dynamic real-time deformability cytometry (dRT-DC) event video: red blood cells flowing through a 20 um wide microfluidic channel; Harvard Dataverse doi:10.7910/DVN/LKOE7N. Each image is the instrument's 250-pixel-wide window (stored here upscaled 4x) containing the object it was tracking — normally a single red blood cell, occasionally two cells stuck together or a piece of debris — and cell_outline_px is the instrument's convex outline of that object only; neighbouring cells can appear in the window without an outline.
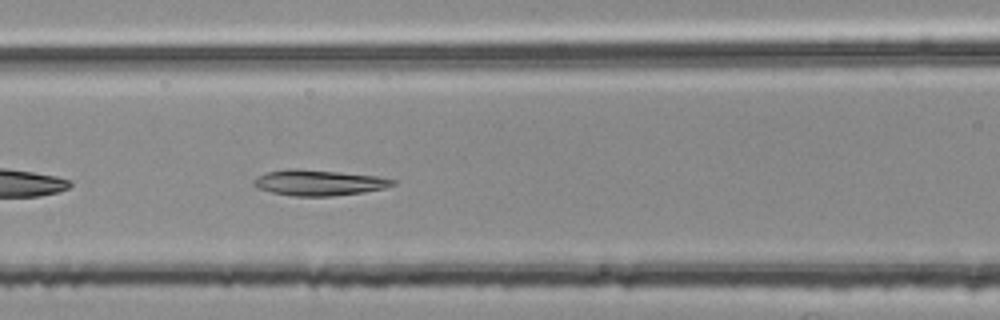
{"species": "common noctule bat (a hibernating species)", "species_latin": "Nyctalus noctula", "temperature_condition": "room temperature", "stored_images_in_passage": 30, "camera_frame_rate_fps": 3000, "um_per_image_px": 0.085, "animal": {"sex": "female", "body_mass_g": 25.1}, "frame": {"image": 1, "passage_image": 8, "time_ms": 2.333, "image_size_px": [1000, 320], "cell_outline_px": [[396, 184], [384, 188], [364, 192], [332, 196], [292, 196], [272, 192], [260, 188], [252, 184], [252, 180], [268, 172], [288, 168], [296, 168], [376, 176], [396, 180]], "centroid_in_image_um": [27.1, 15.53], "position_along_channel_um": 139.5, "area_um2": 20.58}}
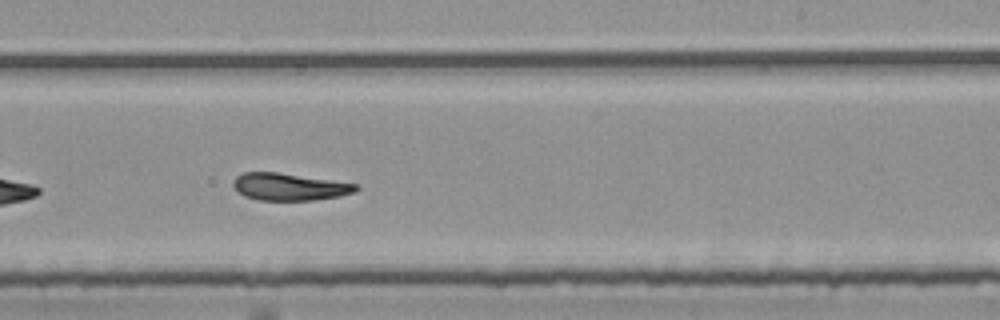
{"frame": {"image": 2, "passage_image": 18, "time_ms": 5.667, "image_size_px": [1000, 320], "cell_outline_px": [[360, 188], [352, 192], [340, 196], [312, 200], [256, 200], [244, 196], [232, 184], [232, 180], [236, 176], [244, 172], [276, 172], [356, 184]], "centroid_in_image_um": [24.54, 15.88], "position_along_channel_um": 264.5, "area_um2": 19.19}}
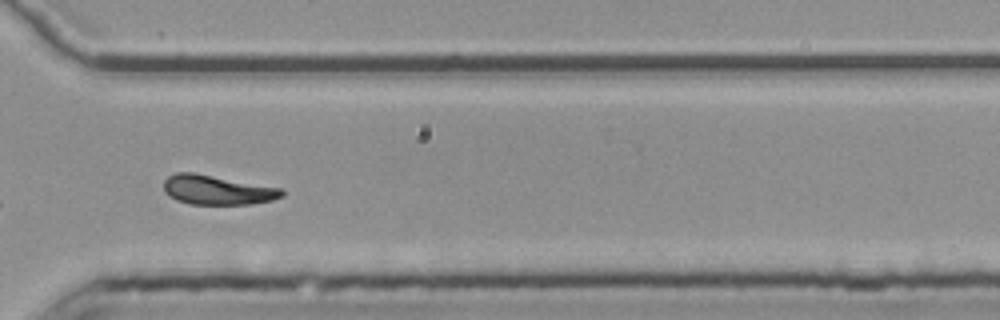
{"frame": {"image": 3, "passage_image": 25, "time_ms": 8.0, "image_size_px": [1000, 320], "cell_outline_px": [[284, 196], [272, 200], [252, 204], [188, 204], [176, 200], [168, 196], [164, 192], [164, 180], [168, 176], [176, 172], [192, 172], [284, 188]], "centroid_in_image_um": [18.47, 16.14], "position_along_channel_um": 352.1, "area_um2": 20.52}, "authors_computed_cell_mechanics": {"area_um2": 20.3167, "velocity_mm_per_s": 3.7639, "shape_relaxation_time_tau1_ms": null, "shape_relaxation_time_tau2_ms": 5.4675, "deformation_change_tau1": null, "deformation_change_tau2": 0.1382}}